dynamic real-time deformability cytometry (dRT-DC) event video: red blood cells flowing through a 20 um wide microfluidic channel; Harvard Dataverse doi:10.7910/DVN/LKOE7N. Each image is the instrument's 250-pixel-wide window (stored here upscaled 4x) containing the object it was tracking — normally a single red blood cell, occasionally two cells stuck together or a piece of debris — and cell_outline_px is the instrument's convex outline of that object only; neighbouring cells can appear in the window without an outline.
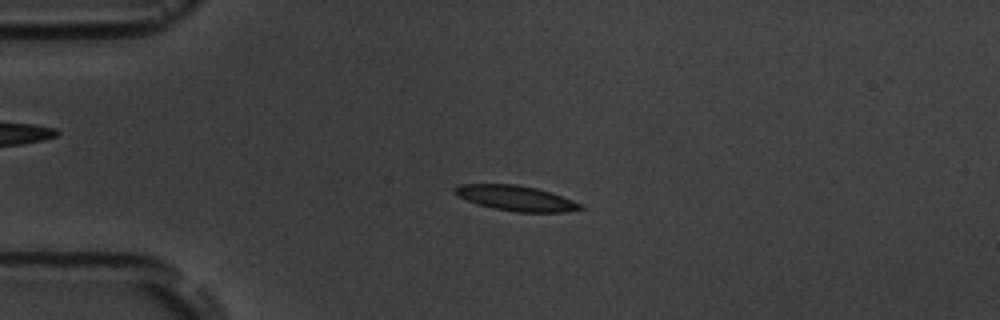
{"species": "common noctule bat (a hibernating species)", "species_latin": "Nyctalus noctula", "temperature_condition": "room temperature", "stored_images_in_passage": 6, "camera_frame_rate_fps": 3000, "um_per_image_px": 0.085, "animal": {"sex": "male", "body_mass_g": 19.5, "forearm_length_mm": 54.6}, "frame": {"image": 1, "passage_image": 4, "time_ms": 3.333, "image_size_px": [1000, 320], "cell_outline_px": [[584, 208], [568, 212], [516, 212], [492, 208], [476, 204], [452, 192], [452, 188], [460, 184], [516, 184], [536, 188], [552, 192], [584, 204]], "centroid_in_image_um": [43.88, 16.84], "position_along_channel_um": 41.1, "area_um2": 18.67}}
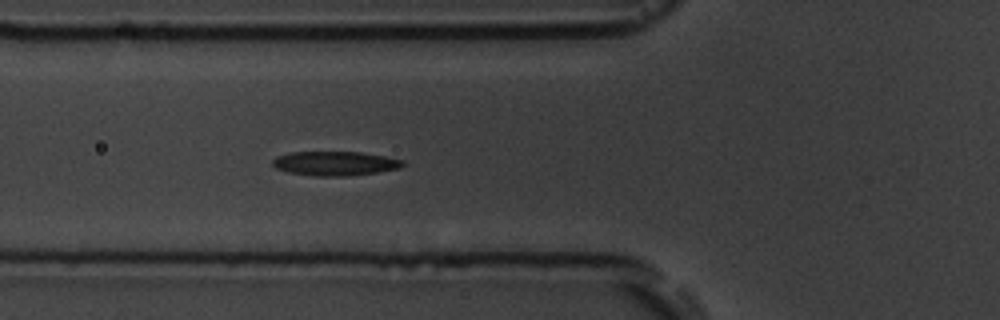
{"frame": {"image": 2, "passage_image": 6, "time_ms": 5.667, "image_size_px": [1000, 320], "cell_outline_px": [[404, 164], [400, 168], [376, 172], [348, 176], [316, 176], [288, 172], [276, 168], [272, 164], [272, 160], [276, 156], [288, 152], [360, 152], [384, 156], [404, 160]], "centroid_in_image_um": [28.45, 13.89], "position_along_channel_um": 97.4, "area_um2": 18.38}}